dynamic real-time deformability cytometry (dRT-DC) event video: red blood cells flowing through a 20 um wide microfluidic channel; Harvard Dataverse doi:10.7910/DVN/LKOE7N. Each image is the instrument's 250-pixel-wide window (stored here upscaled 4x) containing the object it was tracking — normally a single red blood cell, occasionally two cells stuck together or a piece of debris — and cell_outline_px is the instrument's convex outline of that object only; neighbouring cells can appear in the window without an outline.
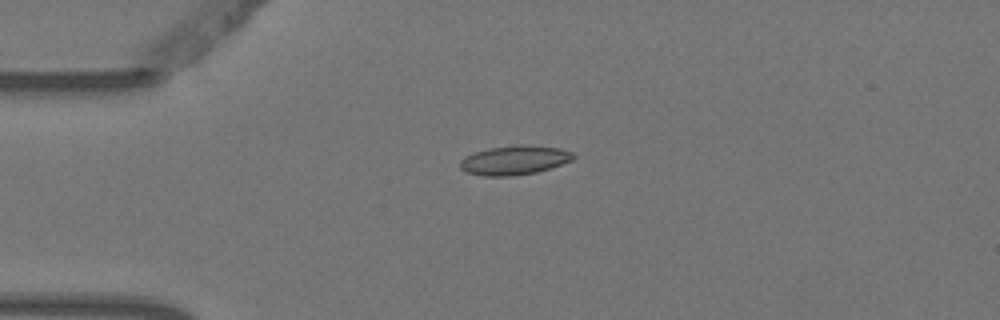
{"species": "Egyptian fruit bat (a non-hibernating species)", "species_latin": "Rousettus aegyptiacus", "temperature_condition": "warm", "stored_images_in_passage": 4, "camera_frame_rate_fps": 3000, "um_per_image_px": 0.085, "animal": {"sex": "female"}, "frame": {"image": 1, "passage_image": 3, "time_ms": 0.667, "image_size_px": [1000, 320], "cell_outline_px": [[576, 156], [572, 160], [536, 172], [508, 176], [484, 176], [464, 172], [460, 168], [460, 160], [476, 152], [488, 148], [560, 148], [572, 152]], "centroid_in_image_um": [43.67, 13.68], "position_along_channel_um": 41.3, "area_um2": 18.03}}